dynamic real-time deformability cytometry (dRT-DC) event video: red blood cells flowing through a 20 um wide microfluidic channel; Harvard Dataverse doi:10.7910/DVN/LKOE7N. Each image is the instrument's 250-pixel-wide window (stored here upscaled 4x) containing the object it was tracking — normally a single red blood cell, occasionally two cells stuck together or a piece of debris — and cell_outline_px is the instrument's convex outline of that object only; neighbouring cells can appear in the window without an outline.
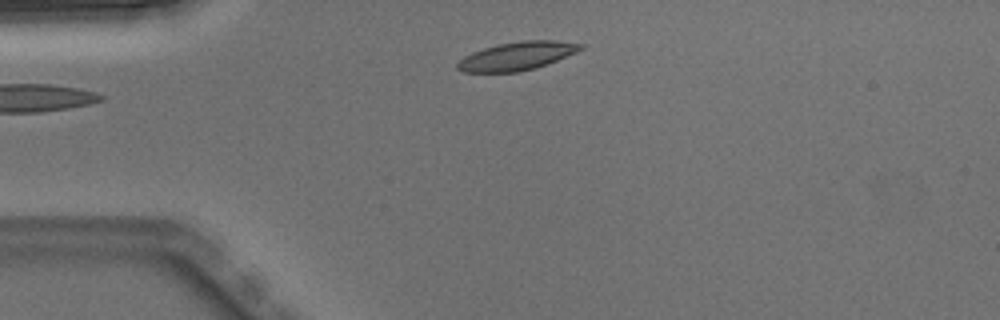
{"species": "Egyptian fruit bat (a non-hibernating species)", "species_latin": "Rousettus aegyptiacus", "temperature_condition": "warm", "stored_images_in_passage": 3, "camera_frame_rate_fps": 3000, "um_per_image_px": 0.085, "animal": {"sex": "male"}, "frame": {"image": 1, "passage_image": 2, "time_ms": 0.333, "image_size_px": [1000, 320], "cell_outline_px": [[584, 48], [576, 52], [536, 68], [520, 72], [464, 72], [456, 68], [456, 64], [464, 56], [472, 52], [484, 48], [500, 44], [520, 40], [556, 40], [584, 44]], "centroid_in_image_um": [43.94, 4.76], "position_along_channel_um": 41.1, "area_um2": 20.29}}